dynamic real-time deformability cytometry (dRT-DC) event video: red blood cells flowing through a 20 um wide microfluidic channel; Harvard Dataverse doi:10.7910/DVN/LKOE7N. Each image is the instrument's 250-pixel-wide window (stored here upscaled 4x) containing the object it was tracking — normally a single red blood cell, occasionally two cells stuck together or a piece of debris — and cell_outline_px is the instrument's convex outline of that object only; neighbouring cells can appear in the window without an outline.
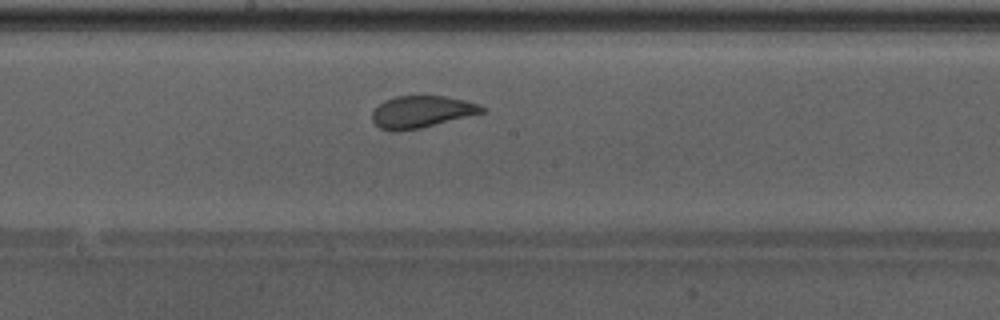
{"species": "Egyptian fruit bat (a non-hibernating species)", "species_latin": "Rousettus aegyptiacus", "temperature_condition": "warm", "stored_images_in_passage": 33, "camera_frame_rate_fps": 3000, "um_per_image_px": 0.085, "animal": {"sex": "male"}, "frame": {"image": 1, "passage_image": 19, "time_ms": 6.0, "image_size_px": [1000, 320], "cell_outline_px": [[488, 112], [420, 128], [392, 132], [380, 128], [372, 120], [372, 112], [384, 100], [396, 96], [444, 96], [464, 100], [480, 104]], "centroid_in_image_um": [35.86, 9.51], "position_along_channel_um": 212.3, "area_um2": 20.52}}